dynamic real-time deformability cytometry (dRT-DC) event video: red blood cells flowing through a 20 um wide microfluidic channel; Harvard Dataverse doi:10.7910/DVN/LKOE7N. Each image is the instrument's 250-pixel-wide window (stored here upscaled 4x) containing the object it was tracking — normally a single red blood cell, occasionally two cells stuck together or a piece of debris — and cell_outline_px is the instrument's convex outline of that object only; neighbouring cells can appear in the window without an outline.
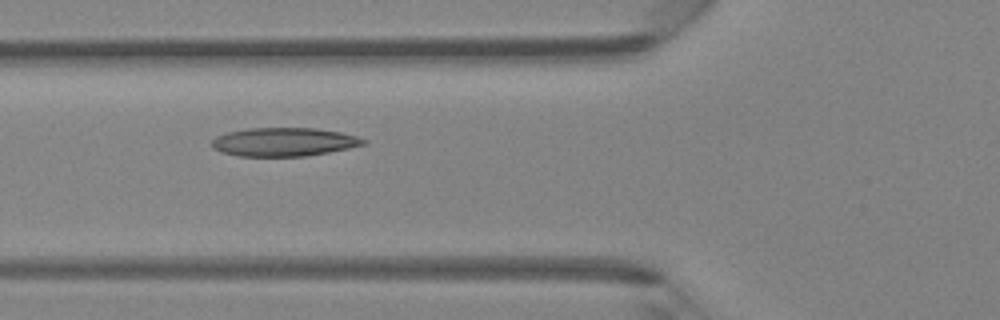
{"species": "Egyptian fruit bat (a non-hibernating species)", "species_latin": "Rousettus aegyptiacus", "temperature_condition": "room temperature", "stored_images_in_passage": 7, "camera_frame_rate_fps": 3000, "um_per_image_px": 0.085, "animal": {"sex": "female"}, "frame": {"image": 1, "passage_image": 6, "time_ms": 5.667, "image_size_px": [1000, 320], "cell_outline_px": [[368, 140], [364, 144], [348, 148], [328, 152], [304, 156], [236, 156], [220, 152], [212, 148], [212, 140], [216, 136], [228, 132], [248, 128], [316, 128], [340, 132], [356, 136]], "centroid_in_image_um": [24.1, 12.06], "position_along_channel_um": 101.7, "area_um2": 25.2}}
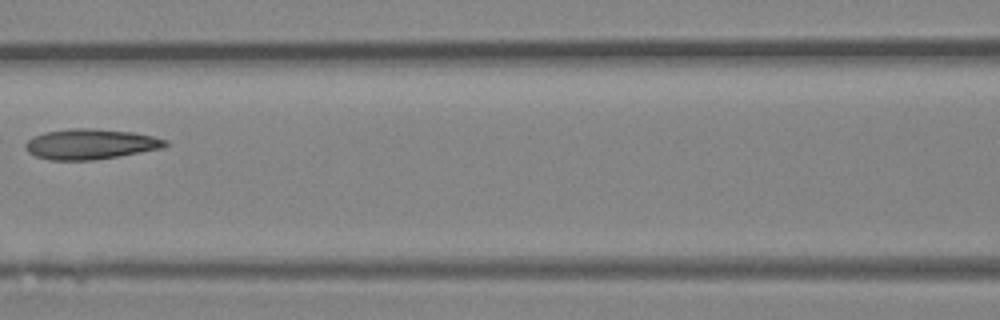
{"frame": {"image": 2, "passage_image": 7, "time_ms": 7.0, "image_size_px": [1000, 320], "cell_outline_px": [[168, 144], [164, 148], [92, 160], [48, 160], [36, 156], [28, 152], [24, 148], [24, 144], [32, 136], [44, 132], [68, 128], [92, 128], [132, 132], [152, 136], [168, 140]], "centroid_in_image_um": [7.65, 12.24], "position_along_channel_um": 158.9, "area_um2": 24.8}}